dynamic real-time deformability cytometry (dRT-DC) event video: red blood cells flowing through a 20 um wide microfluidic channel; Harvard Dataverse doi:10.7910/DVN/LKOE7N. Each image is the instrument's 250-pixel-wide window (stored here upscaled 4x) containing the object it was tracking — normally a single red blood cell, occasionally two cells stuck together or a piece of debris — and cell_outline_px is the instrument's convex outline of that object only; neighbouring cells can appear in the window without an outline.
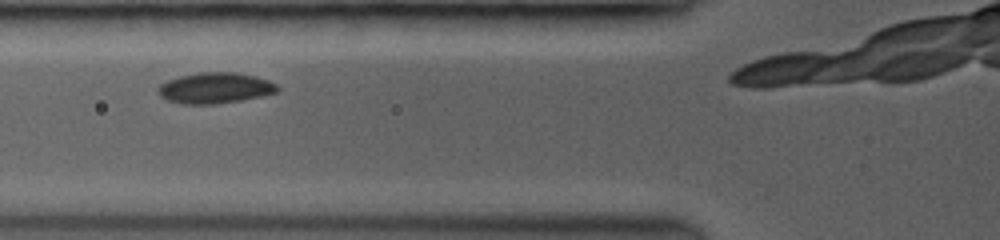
{"species": "common noctule bat (a hibernating species)", "species_latin": "Nyctalus noctula", "temperature_condition": "room temperature", "stored_images_in_passage": 5, "camera_frame_rate_fps": 3500, "um_per_image_px": 0.085, "animal": {"sex": "female", "body_mass_g": 19.0, "forearm_length_mm": 53.3}, "frame": {"image": 1, "passage_image": 3, "time_ms": 1.714, "image_size_px": [1000, 240], "cell_outline_px": [[280, 88], [276, 92], [240, 100], [212, 104], [184, 104], [168, 100], [160, 96], [160, 84], [168, 80], [180, 76], [200, 72], [236, 72], [256, 76], [268, 80], [276, 84]], "centroid_in_image_um": [18.29, 7.47], "position_along_channel_um": 107.5, "area_um2": 21.1}}